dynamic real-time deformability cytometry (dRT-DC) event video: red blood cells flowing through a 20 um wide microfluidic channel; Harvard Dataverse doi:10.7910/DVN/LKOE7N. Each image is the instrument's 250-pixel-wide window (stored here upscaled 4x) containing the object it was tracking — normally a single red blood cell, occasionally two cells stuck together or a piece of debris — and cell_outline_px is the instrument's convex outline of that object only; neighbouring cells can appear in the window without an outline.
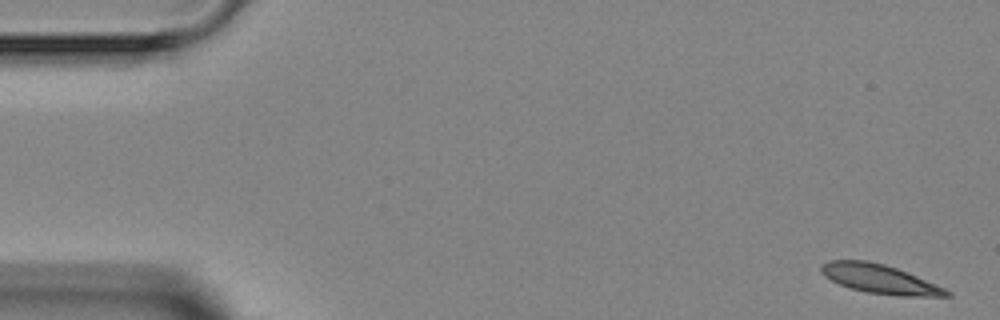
{"species": "Egyptian fruit bat (a non-hibernating species)", "species_latin": "Rousettus aegyptiacus", "temperature_condition": "room temperature", "stored_images_in_passage": 6, "camera_frame_rate_fps": 3000, "um_per_image_px": 0.085, "animal": {"sex": "female"}, "frame": {"image": 1, "passage_image": 1, "time_ms": 0.0, "image_size_px": [1000, 320], "cell_outline_px": [[952, 296], [900, 296], [868, 292], [852, 288], [840, 284], [824, 276], [820, 272], [820, 268], [828, 260], [868, 260], [884, 264], [896, 268], [936, 284], [952, 292]], "centroid_in_image_um": [74.78, 23.71], "position_along_channel_um": 10.2, "area_um2": 20.98}}
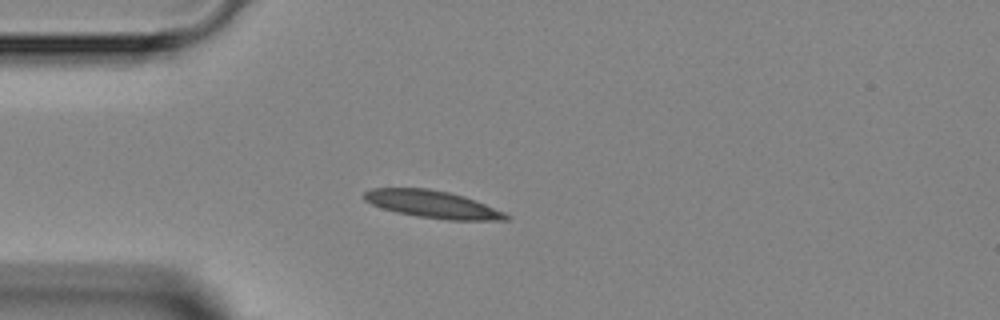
{"frame": {"image": 2, "passage_image": 4, "time_ms": 3.667, "image_size_px": [1000, 320], "cell_outline_px": [[512, 216], [508, 220], [448, 220], [416, 216], [396, 212], [372, 204], [364, 200], [364, 192], [372, 188], [428, 188], [448, 192], [464, 196], [504, 212]], "centroid_in_image_um": [36.77, 17.37], "position_along_channel_um": 48.2, "area_um2": 22.48}}
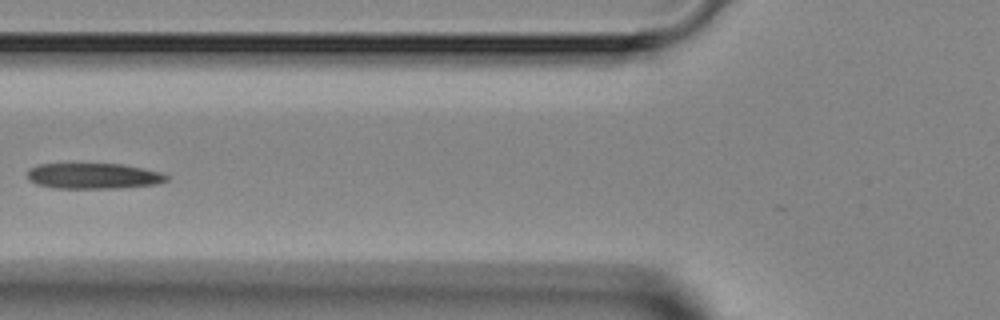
{"frame": {"image": 3, "passage_image": 6, "time_ms": 5.667, "image_size_px": [1000, 320], "cell_outline_px": [[168, 180], [156, 184], [116, 188], [52, 188], [36, 184], [28, 180], [28, 168], [40, 164], [120, 164], [160, 172], [168, 176]], "centroid_in_image_um": [7.89, 14.96], "position_along_channel_um": 117.9, "area_um2": 20.69}}